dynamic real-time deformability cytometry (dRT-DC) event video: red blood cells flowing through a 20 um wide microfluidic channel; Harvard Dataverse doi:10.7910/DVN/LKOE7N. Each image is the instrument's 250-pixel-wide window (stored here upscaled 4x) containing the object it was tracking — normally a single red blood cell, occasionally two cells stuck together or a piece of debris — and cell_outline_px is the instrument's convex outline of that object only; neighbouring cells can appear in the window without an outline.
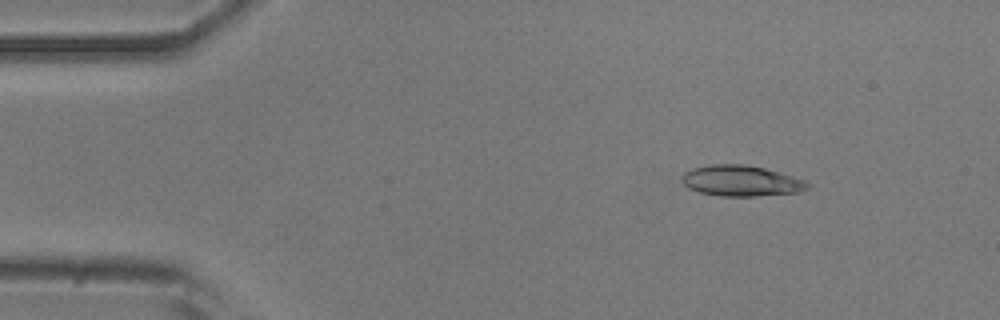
{"species": "common noctule bat (a hibernating species)", "species_latin": "Nyctalus noctula", "temperature_condition": "room temperature", "stored_images_in_passage": 39, "camera_frame_rate_fps": 3000, "um_per_image_px": 0.085, "animal": {"sex": "male", "body_mass_g": 20.5, "forearm_length_mm": 52.5}, "frame": {"image": 1, "passage_image": 7, "time_ms": 2.0, "image_size_px": [1000, 320], "cell_outline_px": [[812, 184], [808, 188], [800, 192], [756, 196], [720, 196], [700, 192], [688, 188], [680, 180], [680, 176], [684, 172], [692, 168], [712, 164], [748, 164], [780, 172], [804, 180]], "centroid_in_image_um": [62.98, 15.36], "position_along_channel_um": 22.0, "area_um2": 22.77}}
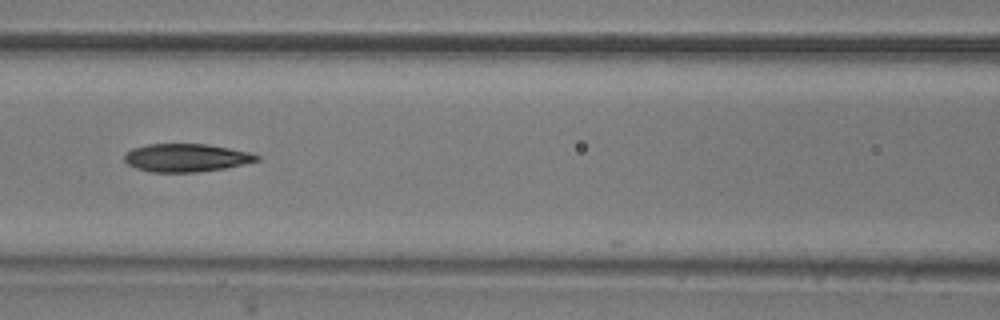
{"frame": {"image": 2, "passage_image": 23, "time_ms": 7.333, "image_size_px": [1000, 320], "cell_outline_px": [[260, 160], [244, 164], [224, 168], [196, 172], [152, 172], [136, 168], [128, 164], [124, 160], [124, 152], [132, 148], [148, 144], [208, 144], [248, 152], [260, 156]], "centroid_in_image_um": [15.8, 13.4], "position_along_channel_um": 150.8, "area_um2": 21.62}}
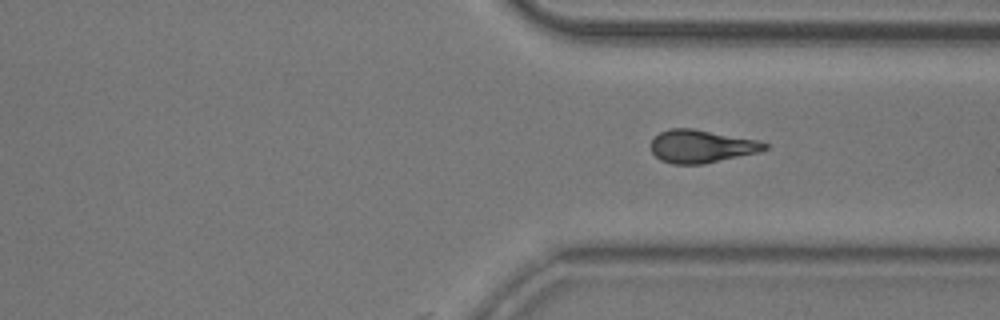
{"frame": {"image": 3, "passage_image": 39, "time_ms": 12.667, "image_size_px": [1000, 320], "cell_outline_px": [[768, 148], [760, 152], [704, 164], [672, 164], [660, 160], [652, 152], [652, 140], [660, 132], [672, 128], [692, 128], [760, 140], [768, 144]], "centroid_in_image_um": [59.66, 12.44], "position_along_channel_um": 351.7, "area_um2": 21.91}}